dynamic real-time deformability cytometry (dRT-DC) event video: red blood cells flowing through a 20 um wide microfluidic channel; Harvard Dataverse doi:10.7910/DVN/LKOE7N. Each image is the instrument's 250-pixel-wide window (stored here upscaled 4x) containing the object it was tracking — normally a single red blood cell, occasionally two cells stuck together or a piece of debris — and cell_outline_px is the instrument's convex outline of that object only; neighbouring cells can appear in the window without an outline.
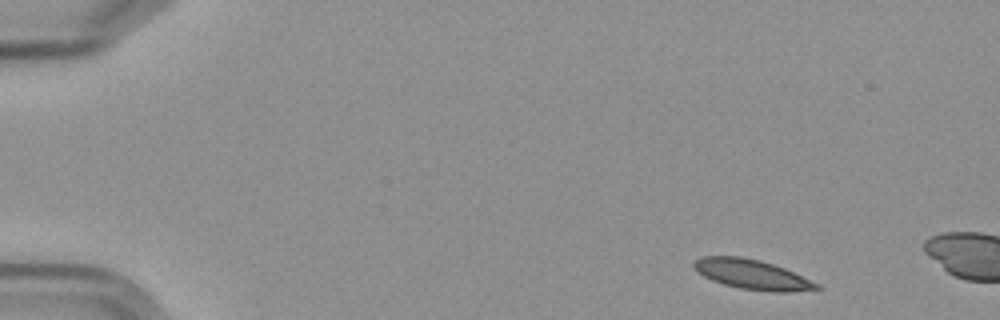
{"species": "Egyptian fruit bat (a non-hibernating species)", "species_latin": "Rousettus aegyptiacus", "temperature_condition": "cold", "stored_images_in_passage": 3, "camera_frame_rate_fps": 3000, "um_per_image_px": 0.085, "frame": {"image": 1, "passage_image": 1, "time_ms": 0.0, "image_size_px": [1000, 320], "cell_outline_px": [[824, 288], [788, 292], [772, 292], [740, 288], [724, 284], [712, 280], [696, 272], [692, 268], [692, 260], [700, 256], [740, 256], [760, 260], [784, 268], [820, 284]], "centroid_in_image_um": [63.88, 23.32], "position_along_channel_um": 21.1, "area_um2": 21.44}}